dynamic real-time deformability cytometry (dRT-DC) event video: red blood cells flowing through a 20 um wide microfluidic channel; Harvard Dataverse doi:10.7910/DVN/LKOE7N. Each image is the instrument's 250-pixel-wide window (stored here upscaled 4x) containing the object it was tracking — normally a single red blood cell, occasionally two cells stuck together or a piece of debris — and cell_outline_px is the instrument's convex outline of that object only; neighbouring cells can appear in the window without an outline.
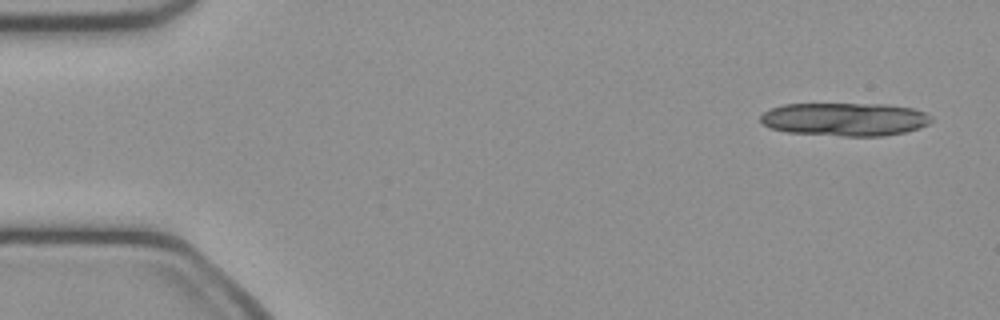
{"species": "common noctule bat (a hibernating species)", "species_latin": "Nyctalus noctula", "temperature_condition": "cold", "stored_images_in_passage": 13, "camera_frame_rate_fps": 3000, "um_per_image_px": 0.085, "animal": {"sex": "female", "body_mass_g": 21.9}, "frame": {"image": 1, "passage_image": 3, "time_ms": 0.667, "image_size_px": [1000, 320], "cell_outline_px": [[932, 120], [928, 124], [920, 128], [904, 132], [884, 136], [844, 136], [788, 132], [772, 128], [764, 124], [760, 120], [760, 116], [764, 112], [772, 108], [784, 104], [888, 104], [912, 108], [924, 112], [932, 116]], "centroid_in_image_um": [71.85, 10.13], "position_along_channel_um": 13.2, "area_um2": 33.06}}